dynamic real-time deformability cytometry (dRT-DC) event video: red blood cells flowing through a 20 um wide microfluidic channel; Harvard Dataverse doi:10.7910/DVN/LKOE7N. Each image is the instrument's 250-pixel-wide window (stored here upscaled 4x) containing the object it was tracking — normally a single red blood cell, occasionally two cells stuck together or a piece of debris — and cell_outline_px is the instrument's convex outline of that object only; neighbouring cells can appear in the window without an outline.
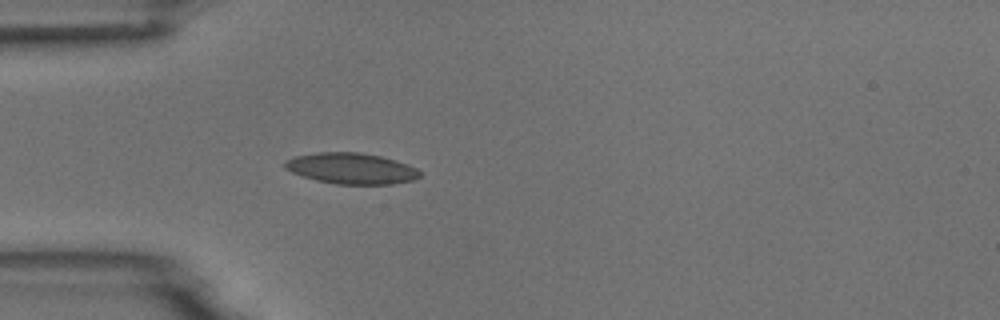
{"species": "common noctule bat (a hibernating species)", "species_latin": "Nyctalus noctula", "temperature_condition": "room temperature", "stored_images_in_passage": 3, "camera_frame_rate_fps": 3000, "um_per_image_px": 0.085, "animal": {"sex": "male", "body_mass_g": 18.8}, "frame": {"image": 1, "passage_image": 3, "time_ms": 3.0, "image_size_px": [1000, 320], "cell_outline_px": [[420, 176], [412, 180], [392, 184], [336, 184], [316, 180], [292, 172], [284, 168], [284, 160], [296, 156], [320, 152], [360, 152], [380, 156], [396, 160], [408, 164], [416, 168], [420, 172]], "centroid_in_image_um": [29.86, 14.31], "position_along_channel_um": 55.1, "area_um2": 24.28}}